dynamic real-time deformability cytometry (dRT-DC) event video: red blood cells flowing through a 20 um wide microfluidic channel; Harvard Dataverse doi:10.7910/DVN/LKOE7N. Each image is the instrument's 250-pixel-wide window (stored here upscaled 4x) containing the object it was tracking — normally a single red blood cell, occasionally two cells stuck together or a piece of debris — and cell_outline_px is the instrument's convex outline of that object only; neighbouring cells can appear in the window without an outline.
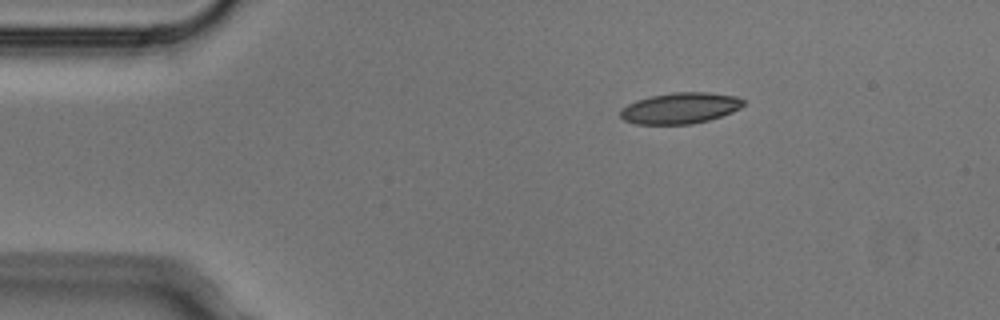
{"species": "Egyptian fruit bat (a non-hibernating species)", "species_latin": "Rousettus aegyptiacus", "temperature_condition": "cold", "stored_images_in_passage": 2, "camera_frame_rate_fps": 3000, "um_per_image_px": 0.085, "animal": {"sex": "male"}, "frame": {"image": 1, "passage_image": 1, "time_ms": 0.0, "image_size_px": [1000, 320], "cell_outline_px": [[744, 104], [740, 108], [732, 112], [708, 120], [692, 124], [636, 124], [624, 120], [620, 116], [620, 112], [628, 104], [636, 100], [648, 96], [672, 92], [708, 92], [736, 96], [744, 100]], "centroid_in_image_um": [57.81, 9.18], "position_along_channel_um": 27.2, "area_um2": 22.25}}